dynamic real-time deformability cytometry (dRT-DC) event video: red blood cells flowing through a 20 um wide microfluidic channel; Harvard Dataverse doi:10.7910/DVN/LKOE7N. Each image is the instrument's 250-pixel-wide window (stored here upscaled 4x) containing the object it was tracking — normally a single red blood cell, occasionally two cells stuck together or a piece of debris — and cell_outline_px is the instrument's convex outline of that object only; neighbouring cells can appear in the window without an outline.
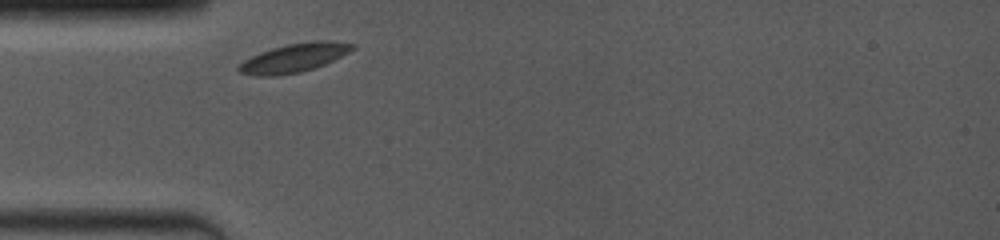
{"species": "common noctule bat (a hibernating species)", "species_latin": "Nyctalus noctula", "temperature_condition": "room temperature", "stored_images_in_passage": 28, "camera_frame_rate_fps": 4000, "um_per_image_px": 0.085, "animal": {"sex": "female", "body_mass_g": 19.0, "forearm_length_mm": 53.3}, "frame": {"image": 1, "passage_image": 1, "time_ms": 0.0, "image_size_px": [1000, 240], "cell_outline_px": [[356, 48], [324, 64], [300, 72], [276, 76], [256, 76], [240, 72], [236, 68], [244, 60], [260, 52], [272, 48], [288, 44], [312, 40], [332, 40], [356, 44]], "centroid_in_image_um": [25.01, 4.9], "position_along_channel_um": 60.0, "area_um2": 18.96}}
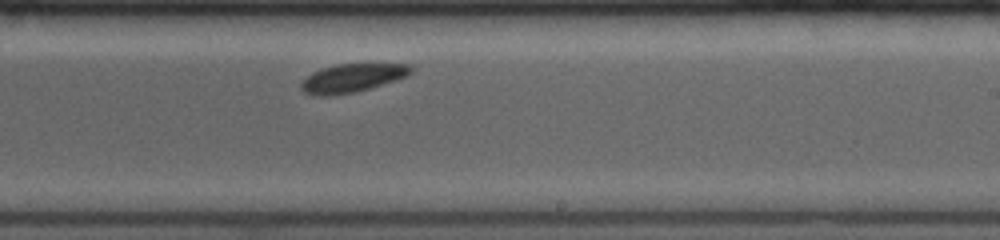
{"frame": {"image": 2, "passage_image": 16, "time_ms": 5.25, "image_size_px": [1000, 240], "cell_outline_px": [[412, 72], [408, 76], [396, 80], [368, 88], [352, 92], [328, 96], [312, 96], [304, 92], [300, 88], [300, 84], [312, 72], [320, 68], [336, 64], [408, 64], [412, 68]], "centroid_in_image_um": [29.89, 6.63], "position_along_channel_um": 259.1, "area_um2": 18.09}}
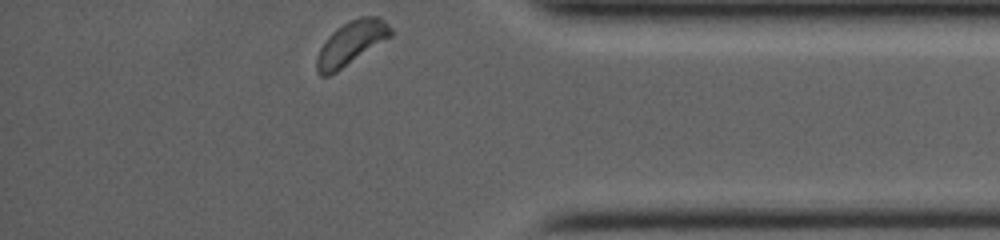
{"frame": {"image": 3, "passage_image": 28, "time_ms": 9.25, "image_size_px": [1000, 240], "cell_outline_px": [[392, 36], [336, 72], [328, 76], [320, 76], [316, 72], [316, 56], [320, 48], [328, 36], [336, 28], [360, 16], [380, 16], [392, 28]], "centroid_in_image_um": [29.84, 3.67], "position_along_channel_um": 405.4, "area_um2": 18.84}}